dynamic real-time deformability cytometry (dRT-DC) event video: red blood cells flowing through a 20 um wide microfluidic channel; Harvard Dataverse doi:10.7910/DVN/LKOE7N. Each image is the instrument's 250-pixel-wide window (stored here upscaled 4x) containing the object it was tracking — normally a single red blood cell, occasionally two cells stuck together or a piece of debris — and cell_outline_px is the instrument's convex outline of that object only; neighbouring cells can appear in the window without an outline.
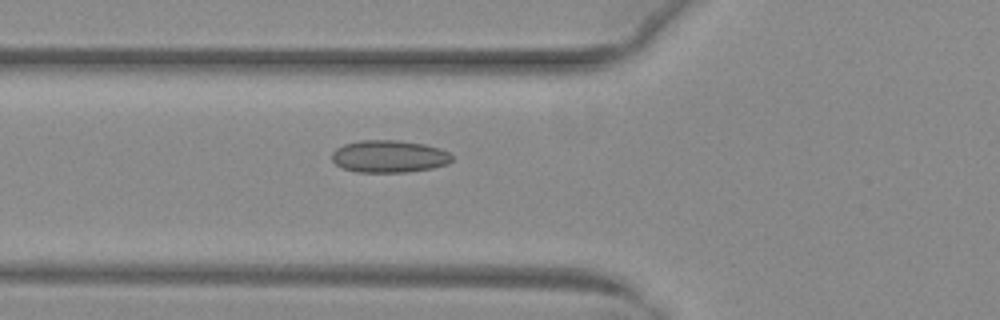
{"species": "common noctule bat (a hibernating species)", "species_latin": "Nyctalus noctula", "temperature_condition": "warm", "stored_images_in_passage": 31, "camera_frame_rate_fps": 3000, "um_per_image_px": 0.085, "animal": {"sex": "female", "body_mass_g": 29.2, "forearm_length_mm": 56.3}, "frame": {"image": 1, "passage_image": 3, "time_ms": 0.667, "image_size_px": [1000, 320], "cell_outline_px": [[452, 160], [448, 164], [432, 168], [404, 172], [356, 172], [344, 168], [336, 164], [332, 160], [332, 152], [336, 148], [344, 144], [360, 140], [400, 140], [424, 144], [440, 148], [448, 152], [452, 156]], "centroid_in_image_um": [33.07, 13.29], "position_along_channel_um": 92.7, "area_um2": 22.66}}
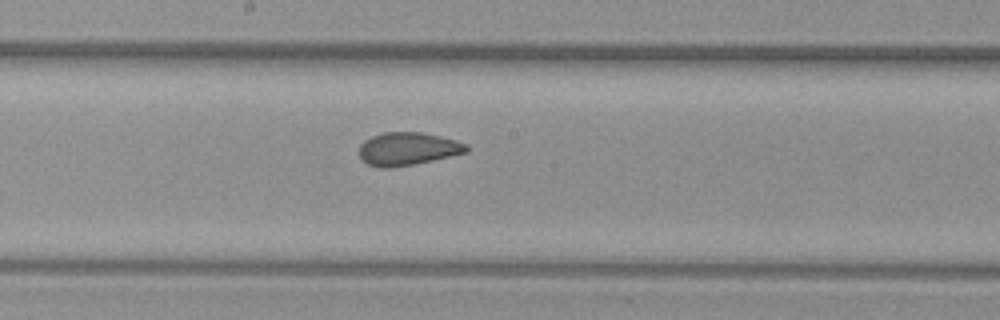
{"frame": {"image": 2, "passage_image": 12, "time_ms": 3.667, "image_size_px": [1000, 320], "cell_outline_px": [[468, 152], [432, 160], [392, 168], [380, 168], [368, 164], [360, 156], [360, 144], [364, 140], [372, 136], [384, 132], [420, 132], [440, 136], [456, 140], [468, 144]], "centroid_in_image_um": [34.66, 12.64], "position_along_channel_um": 213.5, "area_um2": 20.52}}
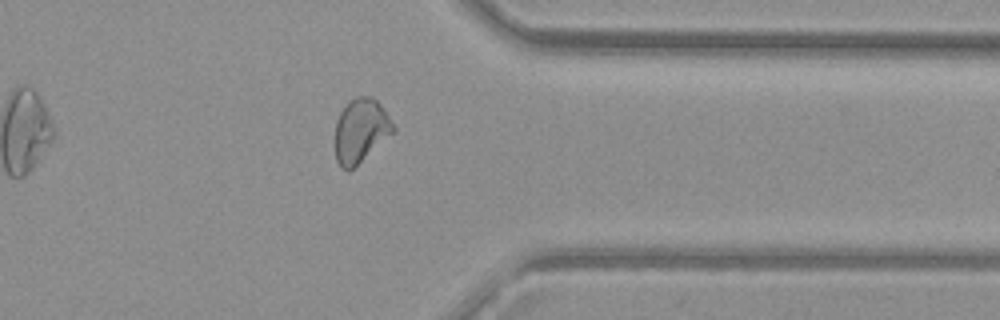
{"frame": {"image": 3, "passage_image": 25, "time_ms": 8.0, "image_size_px": [1000, 320], "cell_outline_px": [[396, 128], [392, 132], [348, 172], [340, 168], [336, 160], [336, 120], [340, 112], [348, 100], [356, 96], [372, 96], [384, 108]], "centroid_in_image_um": [30.63, 11.06], "position_along_channel_um": 380.8, "area_um2": 21.33}, "authors_computed_cell_mechanics": {"area_um2": 21.2126, "velocity_mm_per_s": 4.0105, "shape_relaxation_time_tau1_ms": null, "shape_relaxation_time_tau2_ms": 1.1127, "deformation_change_tau1": null, "deformation_change_tau2": 0.0696}}